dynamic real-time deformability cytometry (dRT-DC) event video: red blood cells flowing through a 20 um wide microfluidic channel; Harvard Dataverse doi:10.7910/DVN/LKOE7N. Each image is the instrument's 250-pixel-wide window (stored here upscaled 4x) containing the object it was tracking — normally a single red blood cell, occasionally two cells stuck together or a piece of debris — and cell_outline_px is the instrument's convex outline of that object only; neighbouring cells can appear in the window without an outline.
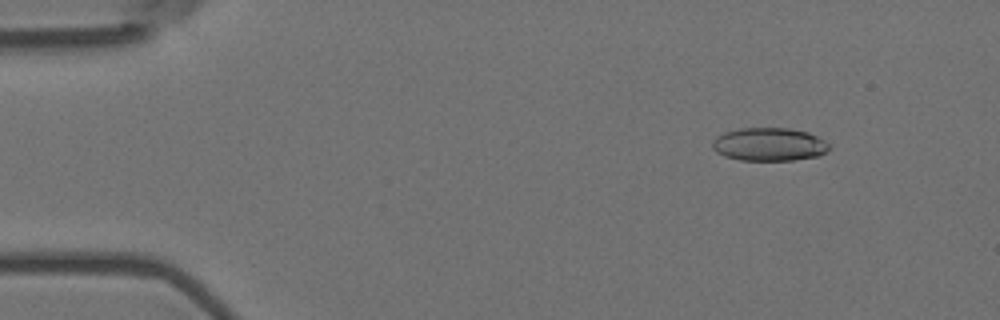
{"species": "Egyptian fruit bat (a non-hibernating species)", "species_latin": "Rousettus aegyptiacus", "temperature_condition": "room temperature", "stored_images_in_passage": 4, "camera_frame_rate_fps": 3000, "um_per_image_px": 0.085, "animal": {"sex": "female"}, "frame": {"image": 1, "passage_image": 2, "time_ms": 0.333, "image_size_px": [1000, 320], "cell_outline_px": [[828, 152], [820, 156], [792, 160], [740, 160], [724, 156], [716, 152], [712, 148], [712, 140], [716, 136], [724, 132], [740, 128], [788, 128], [808, 132], [824, 140], [828, 144]], "centroid_in_image_um": [65.36, 12.27], "position_along_channel_um": 19.6, "area_um2": 22.72}}
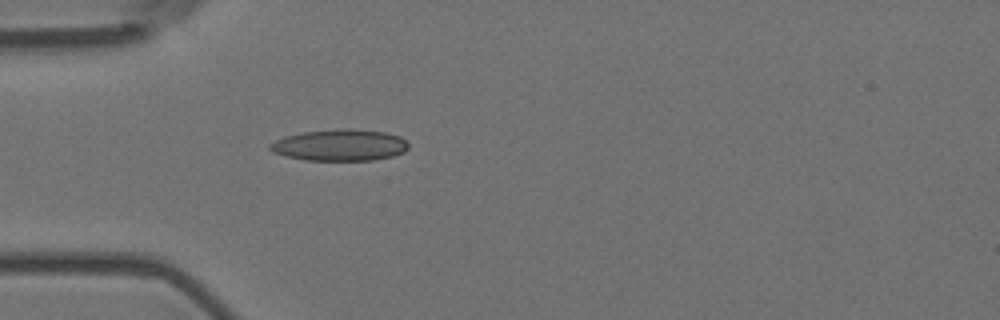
{"frame": {"image": 2, "passage_image": 4, "time_ms": 1.0, "image_size_px": [1000, 320], "cell_outline_px": [[408, 148], [404, 152], [392, 156], [372, 160], [304, 160], [272, 152], [268, 148], [268, 144], [284, 136], [304, 132], [344, 128], [348, 128], [384, 132], [400, 136], [408, 144]], "centroid_in_image_um": [28.87, 12.33], "position_along_channel_um": 56.1, "area_um2": 25.32}}